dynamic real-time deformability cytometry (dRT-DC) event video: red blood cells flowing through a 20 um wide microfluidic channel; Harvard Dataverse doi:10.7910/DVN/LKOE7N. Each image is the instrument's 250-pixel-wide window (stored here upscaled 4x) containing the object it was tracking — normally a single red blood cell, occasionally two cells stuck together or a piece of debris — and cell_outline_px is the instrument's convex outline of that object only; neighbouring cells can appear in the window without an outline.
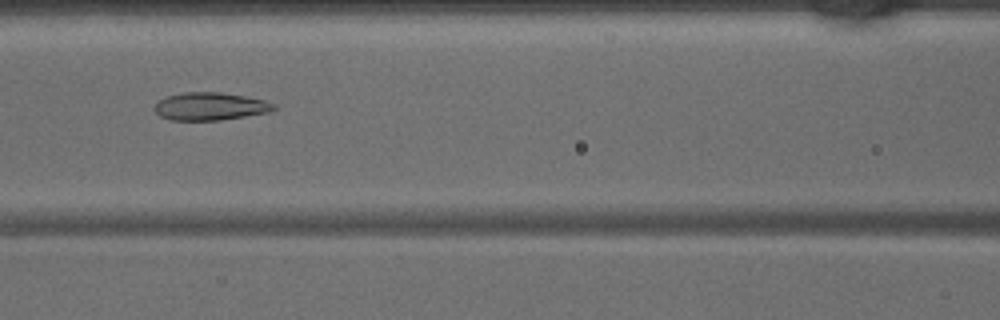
{"species": "common noctule bat (a hibernating species)", "species_latin": "Nyctalus noctula", "temperature_condition": "warm", "stored_images_in_passage": 44, "camera_frame_rate_fps": 3000, "um_per_image_px": 0.085, "animal": {"sex": "male", "body_mass_g": 15.6}, "frame": {"image": 1, "passage_image": 19, "time_ms": 6.0, "image_size_px": [1000, 320], "cell_outline_px": [[276, 108], [268, 112], [220, 120], [172, 120], [160, 116], [152, 108], [160, 100], [168, 96], [184, 92], [220, 92], [244, 96], [264, 100], [276, 104]], "centroid_in_image_um": [17.86, 9.04], "position_along_channel_um": 148.7, "area_um2": 19.13}}
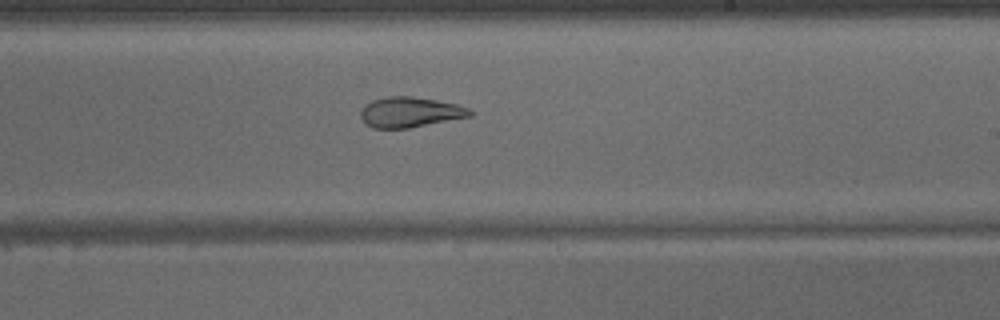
{"frame": {"image": 2, "passage_image": 26, "time_ms": 8.333, "image_size_px": [1000, 320], "cell_outline_px": [[472, 116], [408, 128], [372, 128], [360, 116], [360, 108], [364, 104], [372, 100], [388, 96], [412, 96], [436, 100], [456, 104], [468, 108], [472, 112]], "centroid_in_image_um": [34.83, 9.52], "position_along_channel_um": 254.2, "area_um2": 19.25}}
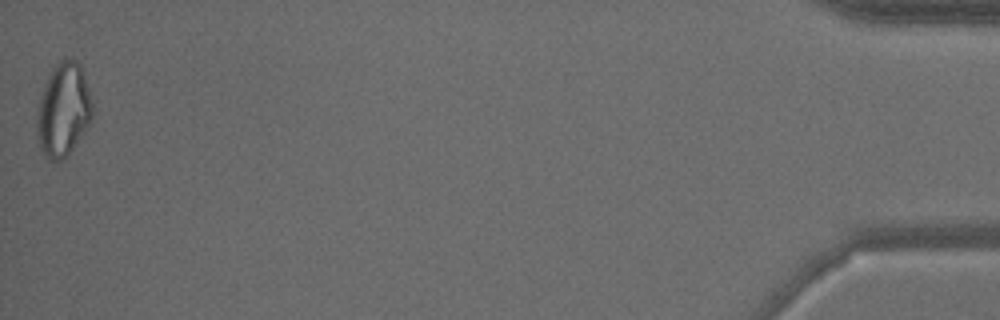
{"frame": {"image": 3, "passage_image": 44, "time_ms": 14.333, "image_size_px": [1000, 320], "cell_outline_px": [[96, 112], [68, 156], [60, 160], [48, 160], [44, 156], [40, 148], [36, 132], [36, 120], [40, 96], [44, 84], [52, 68], [64, 56], [76, 60], [80, 64], [84, 72]], "centroid_in_image_um": [5.4, 9.31], "position_along_channel_um": 429.8, "area_um2": 30.87}}